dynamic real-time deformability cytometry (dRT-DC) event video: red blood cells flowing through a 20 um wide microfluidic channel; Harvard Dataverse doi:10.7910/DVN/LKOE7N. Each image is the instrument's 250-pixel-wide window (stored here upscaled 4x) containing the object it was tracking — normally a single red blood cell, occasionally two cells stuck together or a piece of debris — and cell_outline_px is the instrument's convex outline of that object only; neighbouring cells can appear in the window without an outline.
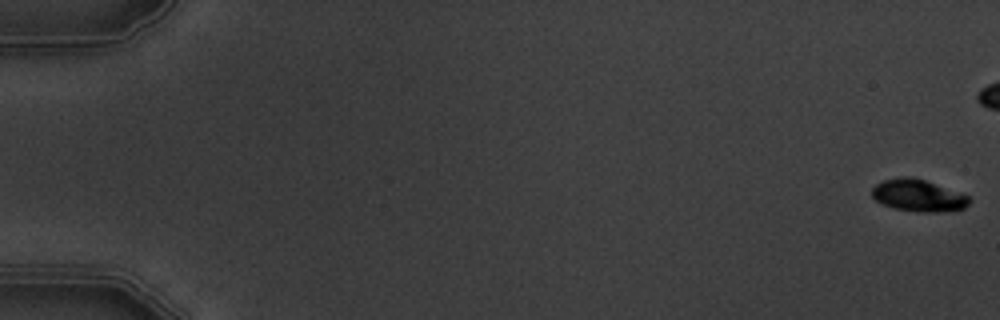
{"species": "common noctule bat (a hibernating species)", "species_latin": "Nyctalus noctula", "temperature_condition": "warm", "stored_images_in_passage": 3, "camera_frame_rate_fps": 3000, "um_per_image_px": 0.085, "animal": {"sex": "male", "body_mass_g": 19.5, "forearm_length_mm": 54.6}, "frame": {"image": 1, "passage_image": 1, "time_ms": 0.0, "image_size_px": [1000, 320], "cell_outline_px": [[972, 200], [964, 208], [936, 212], [920, 212], [896, 208], [884, 204], [876, 200], [872, 196], [872, 188], [876, 184], [884, 180], [904, 176], [912, 176], [924, 180], [968, 196]], "centroid_in_image_um": [78.03, 16.61], "position_along_channel_um": 7.0, "area_um2": 17.74}}